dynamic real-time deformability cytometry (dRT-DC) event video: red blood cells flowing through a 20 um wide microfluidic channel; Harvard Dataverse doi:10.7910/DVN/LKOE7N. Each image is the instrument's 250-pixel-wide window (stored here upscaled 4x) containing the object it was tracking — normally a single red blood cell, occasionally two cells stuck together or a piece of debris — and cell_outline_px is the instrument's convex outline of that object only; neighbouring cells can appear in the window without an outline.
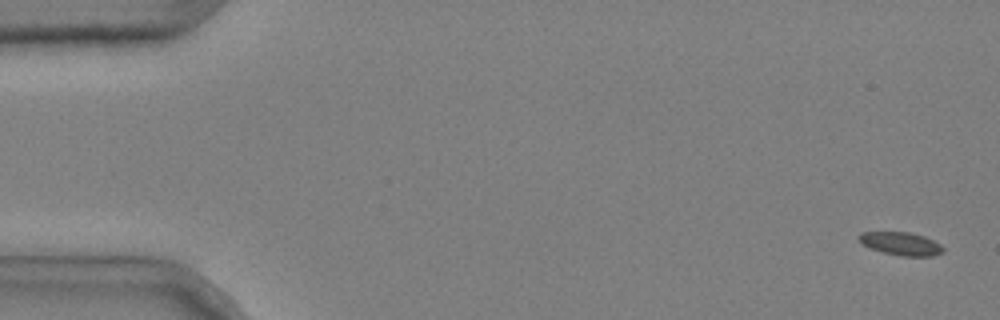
{"species": "common noctule bat (a hibernating species)", "species_latin": "Nyctalus noctula", "temperature_condition": "cold", "stored_images_in_passage": 5, "camera_frame_rate_fps": 3000, "um_per_image_px": 0.085, "animal": {"sex": "male", "body_mass_g": 20.4}, "frame": {"image": 1, "passage_image": 1, "time_ms": 0.0, "image_size_px": [1000, 320], "cell_outline_px": [[944, 252], [932, 256], [900, 256], [868, 248], [856, 236], [860, 232], [908, 232], [924, 236], [940, 244], [944, 248]], "centroid_in_image_um": [76.58, 20.71], "position_along_channel_um": 8.4, "area_um2": 11.33}}
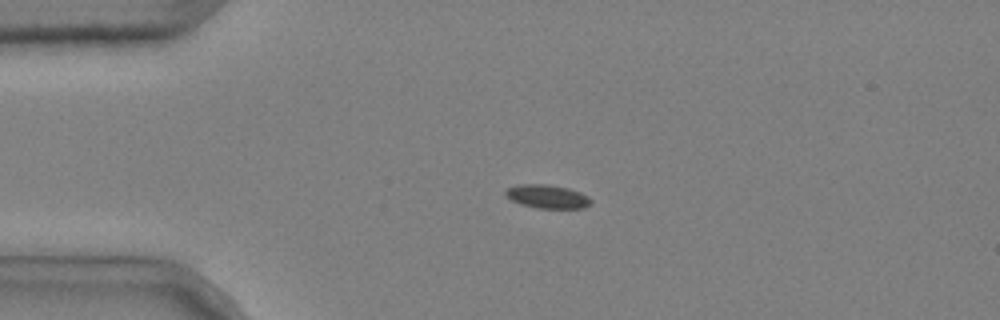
{"frame": {"image": 2, "passage_image": 4, "time_ms": 1.0, "image_size_px": [1000, 320], "cell_outline_px": [[592, 204], [584, 208], [536, 208], [520, 204], [512, 200], [504, 192], [508, 188], [520, 184], [548, 184], [568, 188], [580, 192], [588, 196], [592, 200]], "centroid_in_image_um": [46.56, 16.71], "position_along_channel_um": 38.4, "area_um2": 11.73}}